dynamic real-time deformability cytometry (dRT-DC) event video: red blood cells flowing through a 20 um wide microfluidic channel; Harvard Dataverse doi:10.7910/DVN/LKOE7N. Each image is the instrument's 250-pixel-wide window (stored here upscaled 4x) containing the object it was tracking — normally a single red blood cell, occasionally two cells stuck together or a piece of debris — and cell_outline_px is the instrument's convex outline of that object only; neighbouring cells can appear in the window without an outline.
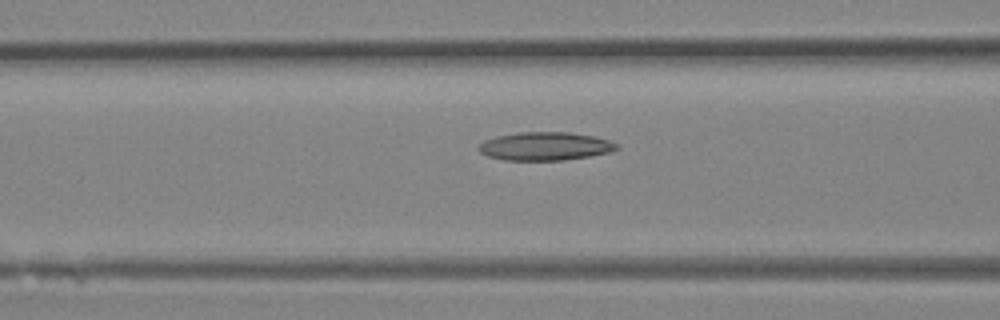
{"species": "Egyptian fruit bat (a non-hibernating species)", "species_latin": "Rousettus aegyptiacus", "temperature_condition": "room temperature", "stored_images_in_passage": 35, "camera_frame_rate_fps": 3000, "um_per_image_px": 0.085, "animal": {"sex": "female"}, "frame": {"image": 1, "passage_image": 14, "time_ms": 4.333, "image_size_px": [1000, 320], "cell_outline_px": [[620, 148], [608, 152], [592, 156], [564, 160], [504, 160], [488, 156], [480, 152], [476, 148], [484, 140], [496, 136], [516, 132], [568, 132], [592, 136], [608, 140], [616, 144]], "centroid_in_image_um": [46.29, 12.43], "position_along_channel_um": 120.3, "area_um2": 22.77}}
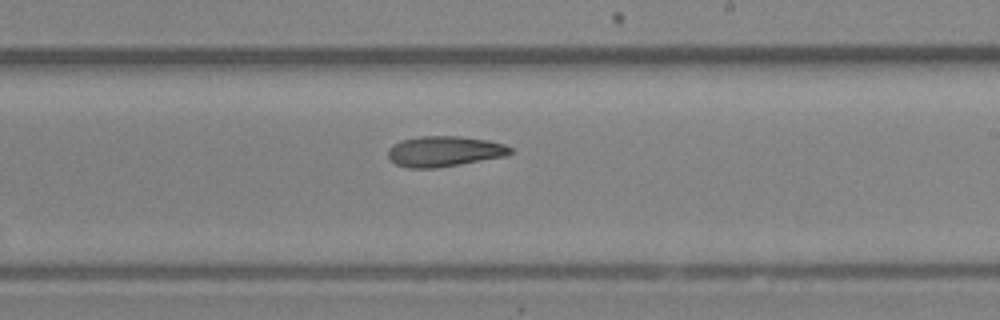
{"frame": {"image": 2, "passage_image": 21, "time_ms": 6.667, "image_size_px": [1000, 320], "cell_outline_px": [[512, 152], [504, 156], [460, 164], [436, 168], [408, 168], [396, 164], [388, 156], [388, 148], [392, 144], [400, 140], [420, 136], [460, 136], [488, 140], [504, 144], [512, 148]], "centroid_in_image_um": [37.73, 12.85], "position_along_channel_um": 251.3, "area_um2": 21.73}}
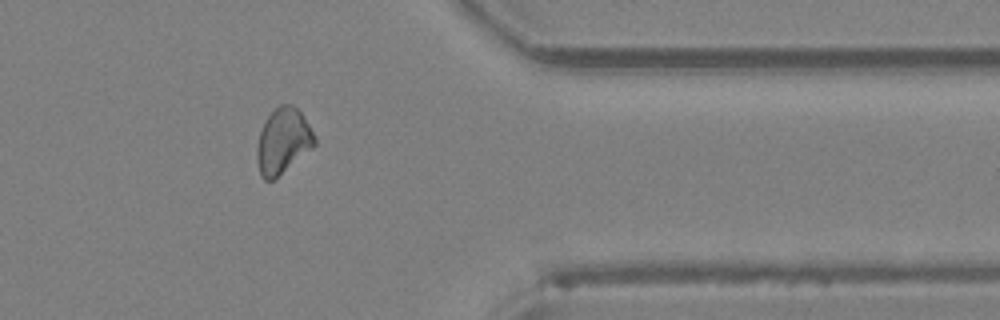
{"frame": {"image": 3, "passage_image": 29, "time_ms": 9.333, "image_size_px": [1000, 320], "cell_outline_px": [[316, 144], [312, 148], [272, 180], [264, 180], [260, 176], [256, 160], [256, 148], [260, 132], [268, 116], [280, 104], [292, 104], [300, 112], [308, 124], [316, 140]], "centroid_in_image_um": [24.02, 12.0], "position_along_channel_um": 387.4, "area_um2": 21.56}}